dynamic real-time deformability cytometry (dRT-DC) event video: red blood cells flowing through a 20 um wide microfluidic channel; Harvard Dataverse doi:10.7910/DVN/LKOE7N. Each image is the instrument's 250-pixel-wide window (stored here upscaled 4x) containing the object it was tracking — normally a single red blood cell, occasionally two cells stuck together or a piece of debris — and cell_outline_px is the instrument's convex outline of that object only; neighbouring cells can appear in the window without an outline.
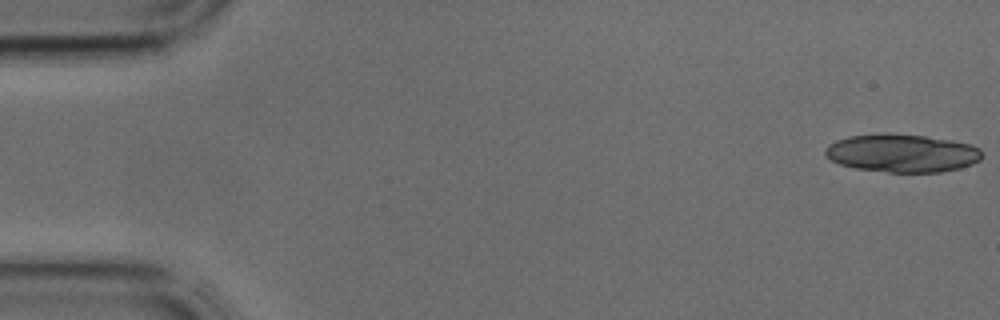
{"species": "common noctule bat (a hibernating species)", "species_latin": "Nyctalus noctula", "temperature_condition": "cold", "stored_images_in_passage": 44, "segment_of_instrument_passage": [1, 2], "camera_frame_rate_fps": 3000, "um_per_image_px": 0.085, "animal": {"sex": "male", "body_mass_g": 17.9, "forearm_length_mm": 54.2}, "frame": {"image": 1, "passage_image": 1, "time_ms": 0.0, "image_size_px": [1000, 320], "cell_outline_px": [[980, 160], [972, 164], [960, 168], [940, 172], [888, 172], [856, 168], [840, 164], [832, 160], [824, 152], [828, 144], [836, 140], [848, 136], [924, 136], [952, 140], [968, 144], [980, 148]], "centroid_in_image_um": [76.7, 13.05], "position_along_channel_um": 8.3, "area_um2": 33.7}}